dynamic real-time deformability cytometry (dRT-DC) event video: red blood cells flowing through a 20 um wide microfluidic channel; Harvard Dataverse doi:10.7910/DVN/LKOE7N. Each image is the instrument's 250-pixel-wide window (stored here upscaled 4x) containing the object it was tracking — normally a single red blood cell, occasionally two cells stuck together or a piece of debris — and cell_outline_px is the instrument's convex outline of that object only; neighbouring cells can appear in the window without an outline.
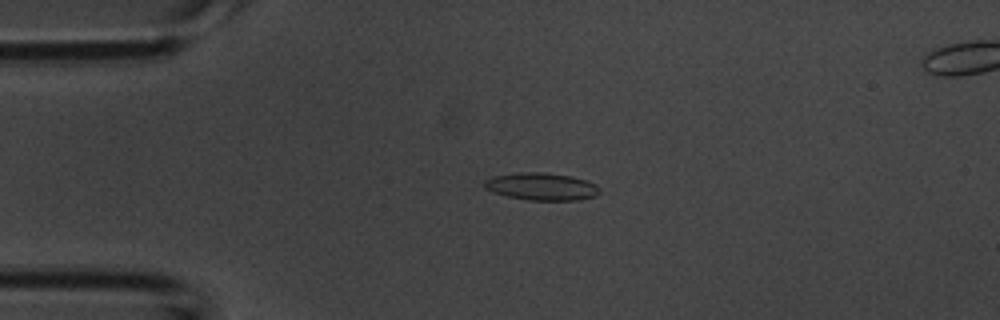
{"species": "common noctule bat (a hibernating species)", "species_latin": "Nyctalus noctula", "temperature_condition": "room temperature", "stored_images_in_passage": 43, "camera_frame_rate_fps": 3000, "um_per_image_px": 0.085, "animal": {"sex": "male", "body_mass_g": 20.1, "forearm_length_mm": 53.5}, "frame": {"image": 1, "passage_image": 1, "time_ms": 0.0, "image_size_px": [1000, 320], "cell_outline_px": [[600, 192], [596, 196], [576, 200], [528, 200], [508, 196], [484, 188], [484, 180], [492, 176], [520, 172], [544, 172], [572, 176], [596, 184], [600, 188]], "centroid_in_image_um": [46.04, 15.85], "position_along_channel_um": 39.0, "area_um2": 18.38}}
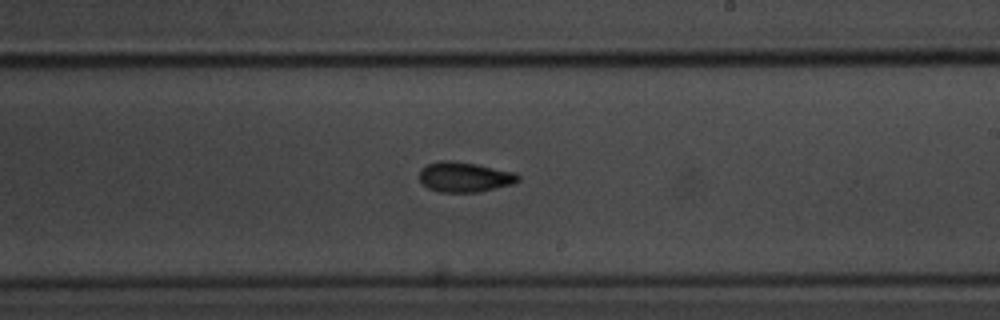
{"frame": {"image": 2, "passage_image": 20, "time_ms": 6.333, "image_size_px": [1000, 320], "cell_outline_px": [[520, 180], [512, 184], [496, 188], [476, 192], [440, 192], [428, 188], [420, 180], [420, 168], [436, 160], [448, 160], [476, 164], [516, 172], [520, 176]], "centroid_in_image_um": [39.49, 15.03], "position_along_channel_um": 249.5, "area_um2": 17.34}}
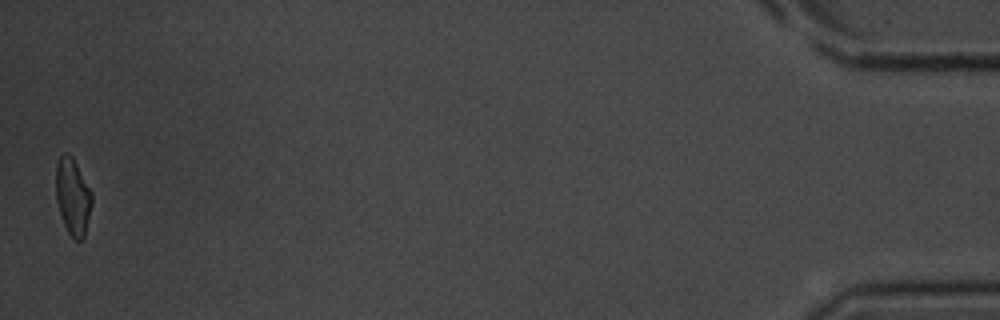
{"frame": {"image": 3, "passage_image": 42, "time_ms": 13.667, "image_size_px": [1000, 320], "cell_outline_px": [[92, 204], [84, 240], [76, 240], [68, 232], [60, 216], [56, 200], [56, 164], [60, 156], [64, 152], [68, 152], [72, 156], [92, 192]], "centroid_in_image_um": [6.19, 16.71], "position_along_channel_um": 429.0, "area_um2": 16.24}}